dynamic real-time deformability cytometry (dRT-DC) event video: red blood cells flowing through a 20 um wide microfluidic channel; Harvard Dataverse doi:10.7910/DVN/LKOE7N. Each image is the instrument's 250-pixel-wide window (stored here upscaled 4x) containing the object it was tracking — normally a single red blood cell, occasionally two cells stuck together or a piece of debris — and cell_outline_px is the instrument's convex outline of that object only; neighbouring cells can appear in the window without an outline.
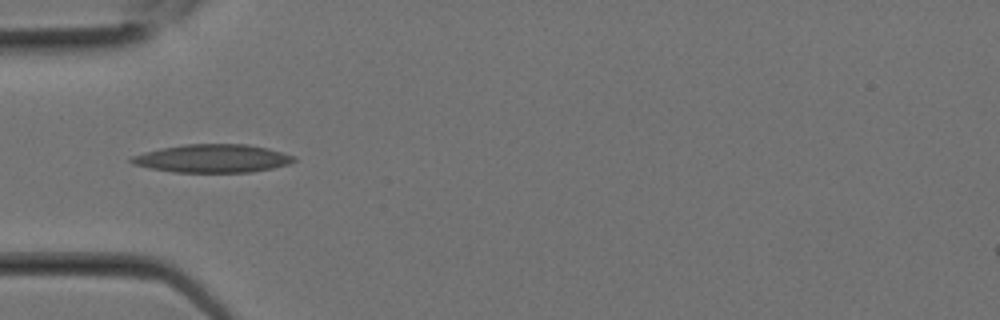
{"species": "Egyptian fruit bat (a non-hibernating species)", "species_latin": "Rousettus aegyptiacus", "temperature_condition": "room temperature", "stored_images_in_passage": 1, "camera_frame_rate_fps": 3000, "um_per_image_px": 0.085, "animal": {"sex": "female"}, "frame": {"image": 1, "passage_image": 1, "time_ms": 0.0, "image_size_px": [1000, 320], "cell_outline_px": [[296, 160], [288, 164], [272, 168], [252, 172], [172, 172], [132, 164], [128, 160], [132, 156], [144, 152], [160, 148], [184, 144], [248, 144], [268, 148], [296, 156]], "centroid_in_image_um": [18.07, 13.46], "position_along_channel_um": 66.9, "area_um2": 26.76}}